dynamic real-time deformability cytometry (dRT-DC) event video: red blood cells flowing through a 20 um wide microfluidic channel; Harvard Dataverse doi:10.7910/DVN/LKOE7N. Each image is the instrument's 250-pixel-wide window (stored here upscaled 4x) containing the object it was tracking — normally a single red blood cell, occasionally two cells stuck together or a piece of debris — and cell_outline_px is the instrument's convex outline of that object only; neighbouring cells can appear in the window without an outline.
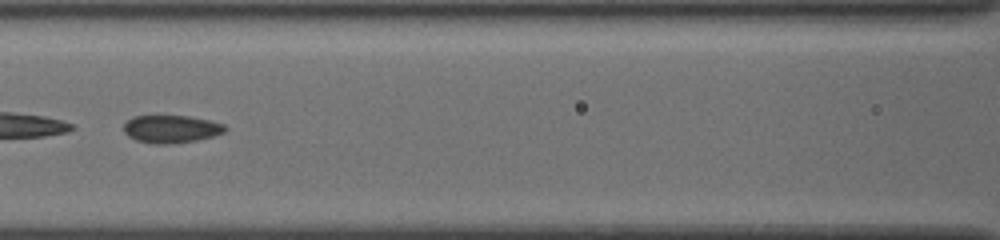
{"species": "common noctule bat (a hibernating species)", "species_latin": "Nyctalus noctula", "temperature_condition": "cold", "stored_images_in_passage": 55, "camera_frame_rate_fps": 3000, "um_per_image_px": 0.085, "animal": {"sex": "female", "body_mass_g": 19.5, "forearm_length_mm": 54.1}, "frame": {"image": 1, "passage_image": 28, "time_ms": 9.0, "image_size_px": [1000, 240], "cell_outline_px": [[228, 128], [224, 132], [212, 136], [196, 140], [172, 144], [152, 144], [136, 140], [128, 136], [124, 132], [124, 124], [132, 116], [188, 116], [208, 120], [224, 124]], "centroid_in_image_um": [14.53, 10.97], "position_along_channel_um": 152.1, "area_um2": 16.36}}
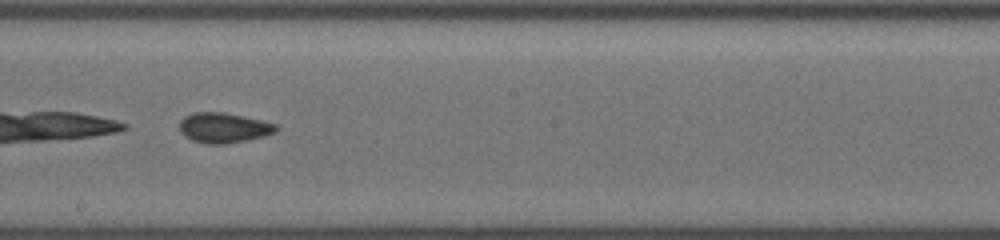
{"frame": {"image": 2, "passage_image": 34, "time_ms": 11.0, "image_size_px": [1000, 240], "cell_outline_px": [[280, 128], [276, 132], [264, 136], [248, 140], [224, 144], [204, 144], [192, 140], [184, 136], [180, 132], [180, 120], [184, 116], [192, 112], [224, 112], [244, 116], [276, 124]], "centroid_in_image_um": [19.0, 10.86], "position_along_channel_um": 229.2, "area_um2": 17.17}}
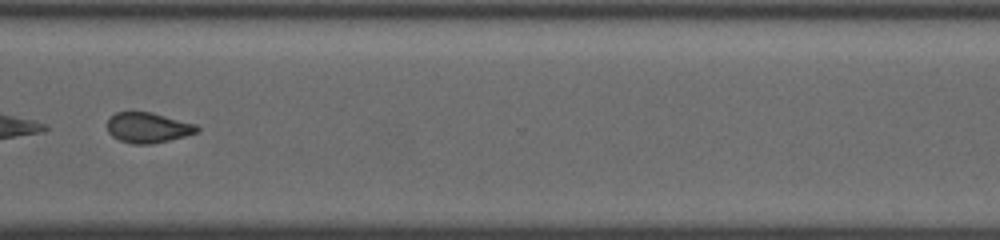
{"frame": {"image": 3, "passage_image": 44, "time_ms": 14.333, "image_size_px": [1000, 240], "cell_outline_px": [[200, 132], [152, 144], [132, 144], [120, 140], [112, 136], [108, 132], [108, 120], [116, 112], [152, 112], [196, 124], [200, 128]], "centroid_in_image_um": [12.6, 10.85], "position_along_channel_um": 358.0, "area_um2": 15.84}}